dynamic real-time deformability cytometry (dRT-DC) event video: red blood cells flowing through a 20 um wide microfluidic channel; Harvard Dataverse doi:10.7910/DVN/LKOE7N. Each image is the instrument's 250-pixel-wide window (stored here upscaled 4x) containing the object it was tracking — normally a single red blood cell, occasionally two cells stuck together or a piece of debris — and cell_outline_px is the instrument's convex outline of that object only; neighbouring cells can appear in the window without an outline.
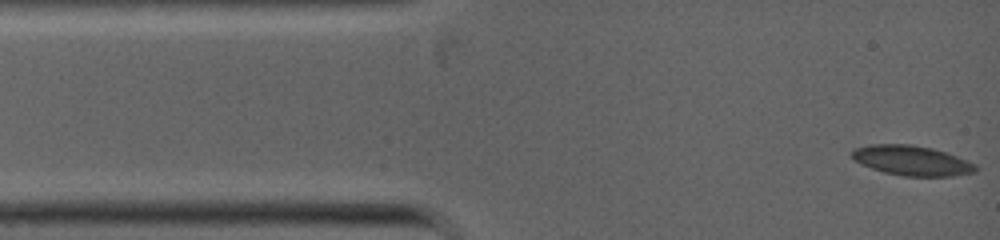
{"species": "common noctule bat (a hibernating species)", "species_latin": "Nyctalus noctula", "temperature_condition": "warm", "stored_images_in_passage": 7, "camera_frame_rate_fps": 5000, "um_per_image_px": 0.085, "animal": {"sex": "female", "body_mass_g": 19.0, "forearm_length_mm": 53.3}, "frame": {"image": 1, "passage_image": 1, "time_ms": 0.0, "image_size_px": [1000, 240], "cell_outline_px": [[976, 172], [952, 176], [904, 176], [884, 172], [860, 164], [852, 160], [848, 156], [852, 148], [872, 144], [912, 144], [932, 148], [956, 156], [976, 164]], "centroid_in_image_um": [77.42, 13.64], "position_along_channel_um": 7.6, "area_um2": 21.73}}
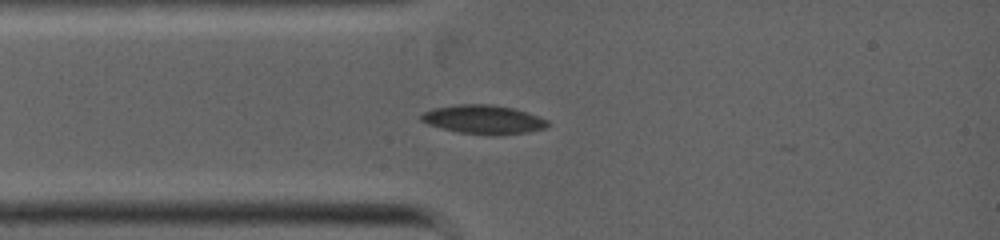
{"frame": {"image": 2, "passage_image": 5, "time_ms": 2.0, "image_size_px": [1000, 240], "cell_outline_px": [[548, 128], [528, 132], [496, 136], [492, 136], [460, 132], [440, 128], [428, 124], [420, 120], [420, 116], [424, 112], [432, 108], [456, 104], [488, 104], [512, 108], [548, 120]], "centroid_in_image_um": [41.07, 10.17], "position_along_channel_um": 43.9, "area_um2": 21.33}}